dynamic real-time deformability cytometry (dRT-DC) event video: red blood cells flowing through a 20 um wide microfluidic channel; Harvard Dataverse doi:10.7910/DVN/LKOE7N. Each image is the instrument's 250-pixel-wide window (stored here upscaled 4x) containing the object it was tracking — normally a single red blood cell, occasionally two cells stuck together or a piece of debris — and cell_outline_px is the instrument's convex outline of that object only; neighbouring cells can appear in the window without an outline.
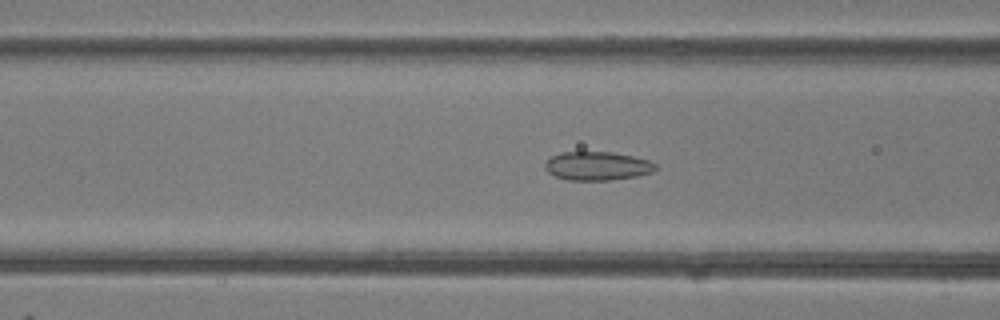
{"species": "common noctule bat (a hibernating species)", "species_latin": "Nyctalus noctula", "temperature_condition": "room temperature", "stored_images_in_passage": 48, "camera_frame_rate_fps": 3000, "um_per_image_px": 0.085, "animal": {"sex": "female"}, "frame": {"image": 1, "passage_image": 19, "time_ms": 6.0, "image_size_px": [1000, 320], "cell_outline_px": [[656, 168], [652, 172], [636, 176], [612, 180], [568, 180], [556, 176], [548, 172], [544, 168], [544, 164], [552, 156], [560, 152], [612, 152], [632, 156], [648, 160], [656, 164]], "centroid_in_image_um": [50.75, 14.11], "position_along_channel_um": 115.8, "area_um2": 18.38}}
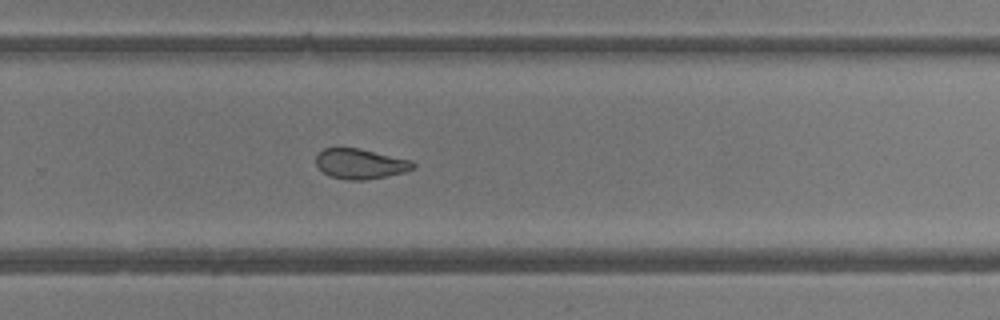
{"frame": {"image": 2, "passage_image": 32, "time_ms": 10.333, "image_size_px": [1000, 320], "cell_outline_px": [[416, 168], [404, 172], [364, 180], [348, 180], [328, 176], [316, 164], [316, 156], [324, 148], [360, 148], [408, 160], [416, 164]], "centroid_in_image_um": [30.61, 13.93], "position_along_channel_um": 299.2, "area_um2": 16.82}}
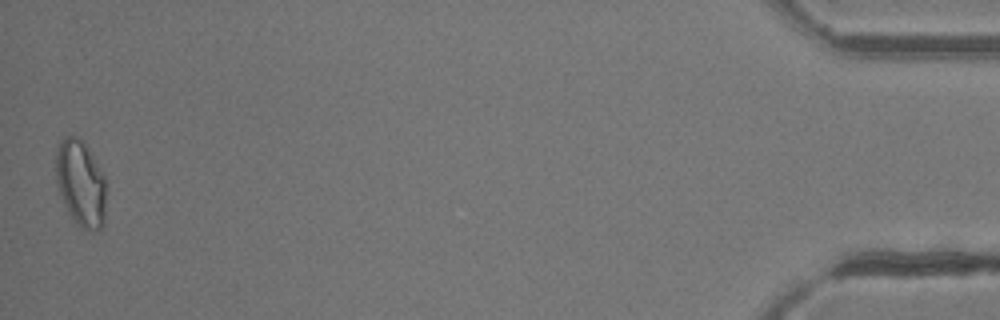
{"frame": {"image": 3, "passage_image": 48, "time_ms": 15.667, "image_size_px": [1000, 320], "cell_outline_px": [[104, 224], [100, 228], [92, 232], [84, 228], [68, 212], [56, 184], [56, 152], [60, 140], [64, 136], [76, 136], [84, 140], [104, 176]], "centroid_in_image_um": [6.84, 15.52], "position_along_channel_um": 428.4, "area_um2": 24.91}, "authors_computed_cell_mechanics": {"area_um2": 19.5653, "velocity_mm_per_s": 4.2424, "shape_relaxation_time_tau1_ms": 8.8113, "shape_relaxation_time_tau2_ms": 1.8336, "deformation_change_tau1": 0.1376, "deformation_change_tau2": 0.0646}}